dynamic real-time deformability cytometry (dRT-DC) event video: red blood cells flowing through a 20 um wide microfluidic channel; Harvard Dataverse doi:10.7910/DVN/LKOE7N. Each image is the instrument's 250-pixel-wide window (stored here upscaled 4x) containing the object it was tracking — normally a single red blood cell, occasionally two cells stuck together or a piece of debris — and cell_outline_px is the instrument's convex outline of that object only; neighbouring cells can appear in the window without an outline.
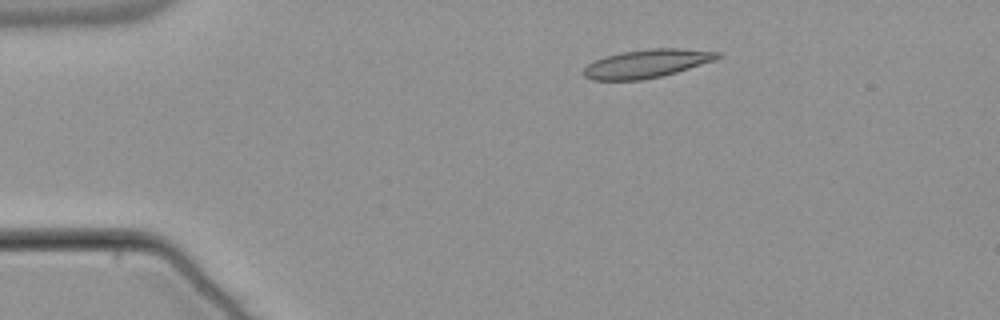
{"species": "common noctule bat (a hibernating species)", "species_latin": "Nyctalus noctula", "temperature_condition": "warm", "stored_images_in_passage": 44, "camera_frame_rate_fps": 3000, "um_per_image_px": 0.085, "animal": {"sex": "male", "body_mass_g": 21.5, "forearm_length_mm": 52.0}, "frame": {"image": 1, "passage_image": 1, "time_ms": 0.0, "image_size_px": [1000, 320], "cell_outline_px": [[720, 56], [716, 60], [676, 72], [660, 76], [640, 80], [592, 80], [584, 76], [584, 68], [588, 64], [604, 56], [620, 52], [648, 48], [680, 48], [720, 52]], "centroid_in_image_um": [54.97, 5.39], "position_along_channel_um": 30.0, "area_um2": 22.08}}
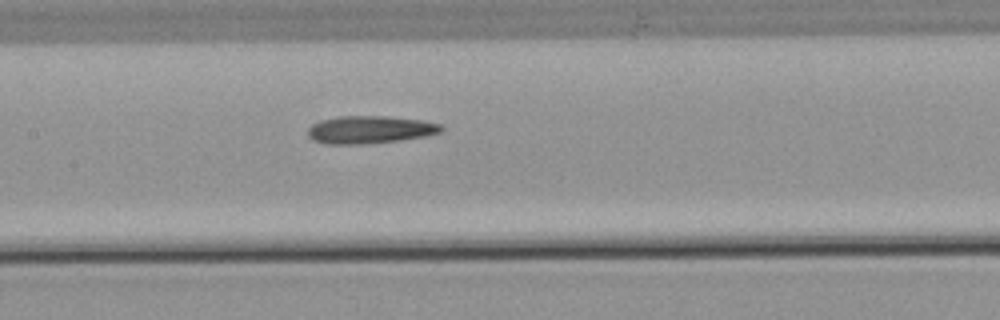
{"frame": {"image": 2, "passage_image": 17, "time_ms": 5.333, "image_size_px": [1000, 320], "cell_outline_px": [[444, 132], [424, 136], [400, 140], [360, 144], [324, 144], [312, 140], [308, 136], [308, 128], [312, 124], [320, 120], [340, 116], [388, 116], [420, 120], [440, 124], [444, 128]], "centroid_in_image_um": [31.42, 11.02], "position_along_channel_um": 176.0, "area_um2": 21.56}}
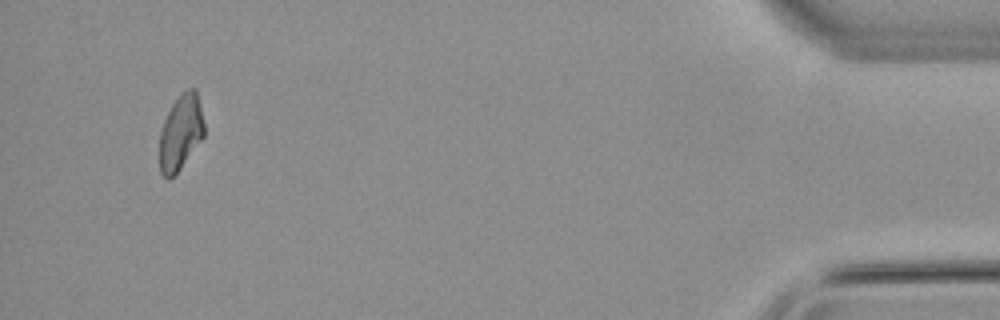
{"frame": {"image": 3, "passage_image": 42, "time_ms": 13.667, "image_size_px": [1000, 320], "cell_outline_px": [[204, 136], [180, 168], [168, 180], [160, 172], [160, 132], [164, 120], [172, 104], [180, 92], [188, 88], [196, 88], [200, 104], [204, 124]], "centroid_in_image_um": [15.36, 11.21], "position_along_channel_um": 419.8, "area_um2": 19.48}, "authors_computed_cell_mechanics": {"area_um2": 20.9236, "velocity_mm_per_s": 3.8373, "shape_relaxation_time_tau1_ms": null, "shape_relaxation_time_tau2_ms": 8.6676, "deformation_change_tau1": null, "deformation_change_tau2": 0.2202}}